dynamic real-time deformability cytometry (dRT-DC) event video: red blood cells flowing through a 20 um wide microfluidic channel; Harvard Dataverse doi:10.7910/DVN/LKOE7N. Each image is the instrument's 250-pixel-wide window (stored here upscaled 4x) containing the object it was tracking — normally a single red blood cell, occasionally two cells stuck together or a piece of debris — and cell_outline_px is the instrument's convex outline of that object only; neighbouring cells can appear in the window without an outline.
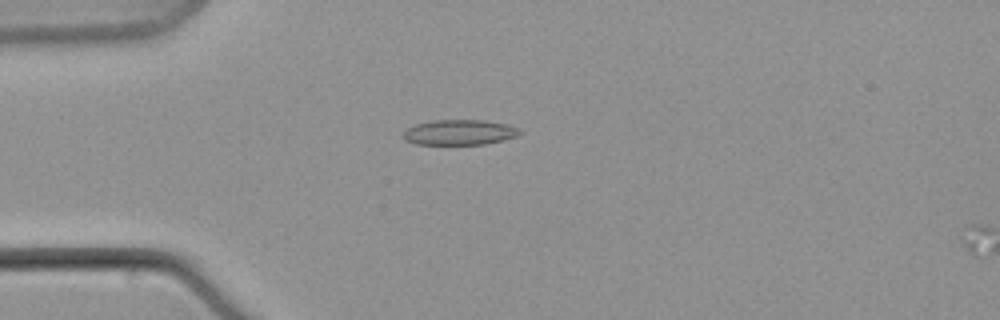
{"species": "common noctule bat (a hibernating species)", "species_latin": "Nyctalus noctula", "temperature_condition": "warm", "stored_images_in_passage": 6, "camera_frame_rate_fps": 3000, "um_per_image_px": 0.085, "animal": {"sex": "male", "body_mass_g": 21.5, "forearm_length_mm": 52.0}, "frame": {"image": 1, "passage_image": 5, "time_ms": 5.667, "image_size_px": [1000, 320], "cell_outline_px": [[524, 132], [516, 136], [504, 140], [484, 144], [416, 144], [404, 140], [400, 136], [408, 128], [416, 124], [432, 120], [484, 120], [508, 124], [520, 128]], "centroid_in_image_um": [39.07, 11.24], "position_along_channel_um": 45.9, "area_um2": 17.34}}